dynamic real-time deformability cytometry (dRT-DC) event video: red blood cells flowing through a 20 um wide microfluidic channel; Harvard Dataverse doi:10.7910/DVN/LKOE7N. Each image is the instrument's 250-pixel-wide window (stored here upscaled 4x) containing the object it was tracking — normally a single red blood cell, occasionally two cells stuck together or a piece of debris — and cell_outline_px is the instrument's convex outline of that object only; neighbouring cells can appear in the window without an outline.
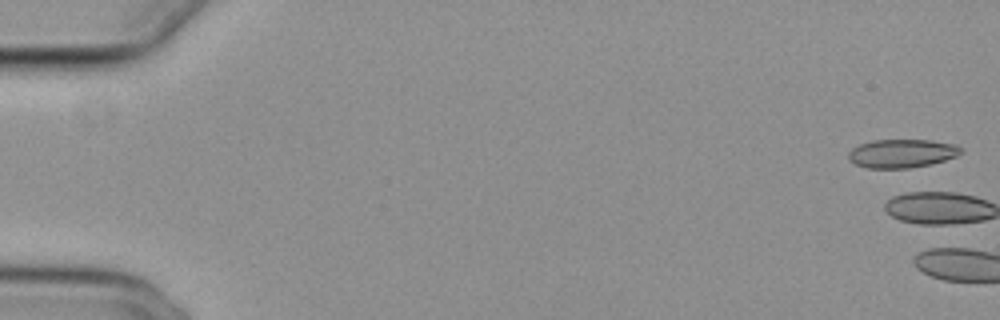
{"species": "common noctule bat (a hibernating species)", "species_latin": "Nyctalus noctula", "temperature_condition": "cold", "stored_images_in_passage": 2, "camera_frame_rate_fps": 3000, "um_per_image_px": 0.085, "animal": {"sex": "female", "body_mass_g": 29.2, "forearm_length_mm": 56.3}, "frame": {"image": 1, "passage_image": 1, "time_ms": 0.0, "image_size_px": [1000, 320], "cell_outline_px": [[960, 152], [956, 156], [944, 160], [928, 164], [908, 168], [868, 168], [856, 164], [848, 160], [848, 152], [852, 148], [860, 144], [872, 140], [932, 140], [956, 144], [960, 148]], "centroid_in_image_um": [76.61, 13.03], "position_along_channel_um": 8.4, "area_um2": 18.55}}